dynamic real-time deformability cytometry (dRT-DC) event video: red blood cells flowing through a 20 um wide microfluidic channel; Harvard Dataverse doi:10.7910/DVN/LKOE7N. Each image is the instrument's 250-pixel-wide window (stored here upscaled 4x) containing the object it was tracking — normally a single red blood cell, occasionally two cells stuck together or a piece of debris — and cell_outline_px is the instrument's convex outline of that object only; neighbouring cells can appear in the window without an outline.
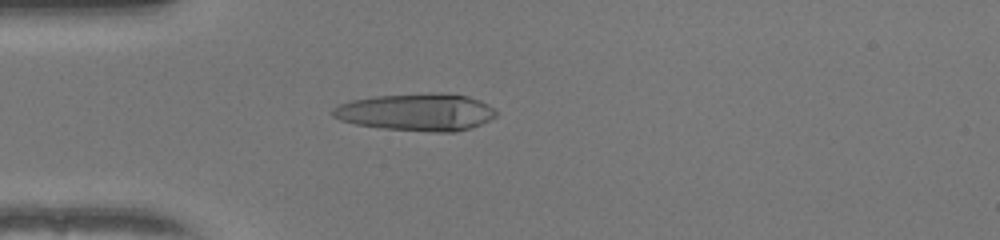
{"species": "human", "species_latin": "Homo sapiens", "temperature_condition": "warm", "stored_images_in_passage": 52, "camera_frame_rate_fps": 3000, "um_per_image_px": 0.085, "donor": {"sex": "female"}, "frame": {"image": 1, "passage_image": 15, "time_ms": 4.667, "image_size_px": [1000, 240], "cell_outline_px": [[496, 116], [472, 128], [456, 132], [432, 132], [384, 128], [356, 124], [340, 120], [332, 116], [332, 108], [340, 104], [352, 100], [376, 96], [432, 92], [436, 92], [468, 96], [480, 100], [496, 108]], "centroid_in_image_um": [35.44, 9.53], "position_along_channel_um": 49.6, "area_um2": 35.66}}
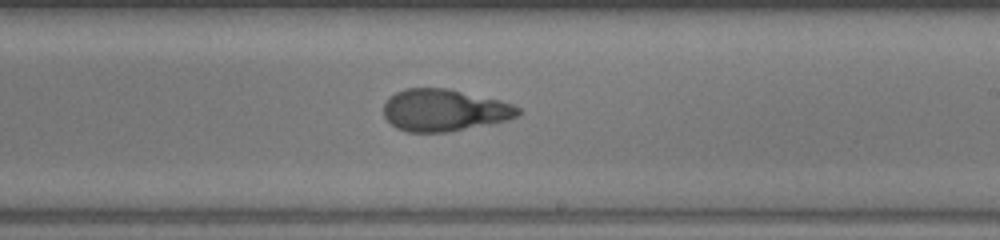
{"frame": {"image": 2, "passage_image": 31, "time_ms": 10.0, "image_size_px": [1000, 240], "cell_outline_px": [[524, 112], [508, 120], [492, 124], [444, 132], [408, 132], [396, 128], [384, 116], [384, 104], [388, 96], [404, 88], [448, 88], [500, 100], [512, 104], [520, 108]], "centroid_in_image_um": [37.77, 9.36], "position_along_channel_um": 251.2, "area_um2": 33.12}}
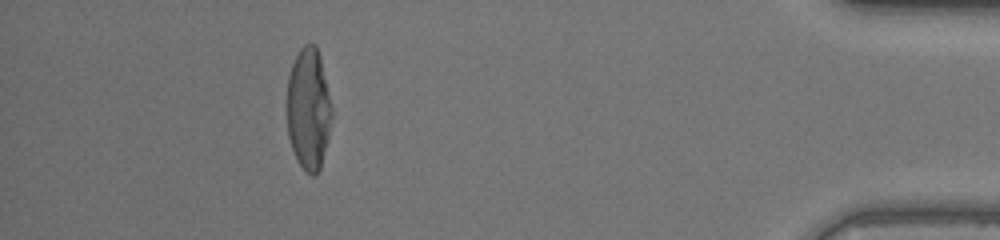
{"frame": {"image": 3, "passage_image": 47, "time_ms": 15.333, "image_size_px": [1000, 240], "cell_outline_px": [[332, 116], [328, 140], [320, 168], [312, 176], [300, 164], [292, 148], [288, 136], [288, 76], [292, 64], [300, 48], [304, 44], [316, 44], [320, 56], [332, 108]], "centroid_in_image_um": [26.24, 9.23], "position_along_channel_um": 409.0, "area_um2": 31.44}, "authors_computed_cell_mechanics": {"area_um2": 33.7552, "velocity_mm_per_s": 4.0372, "shape_relaxation_time_tau1_ms": 6.6775, "shape_relaxation_time_tau2_ms": 1.2768, "deformation_change_tau1": 0.3355, "deformation_change_tau2": 0.0755}}